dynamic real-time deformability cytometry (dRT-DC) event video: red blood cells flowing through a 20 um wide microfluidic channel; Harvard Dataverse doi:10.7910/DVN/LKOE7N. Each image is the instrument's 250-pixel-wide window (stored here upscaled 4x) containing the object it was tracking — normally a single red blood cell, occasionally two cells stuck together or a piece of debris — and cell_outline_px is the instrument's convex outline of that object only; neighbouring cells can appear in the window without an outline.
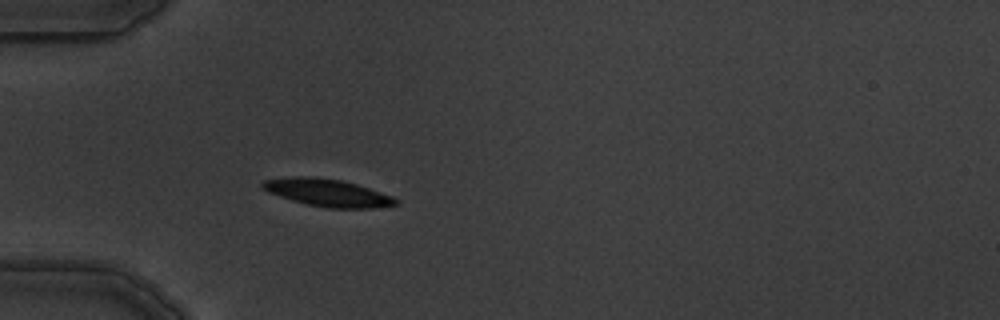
{"species": "common noctule bat (a hibernating species)", "species_latin": "Nyctalus noctula", "temperature_condition": "warm", "stored_images_in_passage": 3, "camera_frame_rate_fps": 3000, "um_per_image_px": 0.085, "animal": {"sex": "male", "body_mass_g": 19.5, "forearm_length_mm": 54.6}, "frame": {"image": 1, "passage_image": 3, "time_ms": 2.333, "image_size_px": [1000, 320], "cell_outline_px": [[400, 204], [372, 208], [328, 208], [308, 204], [292, 200], [268, 192], [260, 184], [264, 180], [296, 176], [312, 176], [344, 180], [392, 196], [400, 200]], "centroid_in_image_um": [27.87, 16.38], "position_along_channel_um": 57.1, "area_um2": 21.21}}